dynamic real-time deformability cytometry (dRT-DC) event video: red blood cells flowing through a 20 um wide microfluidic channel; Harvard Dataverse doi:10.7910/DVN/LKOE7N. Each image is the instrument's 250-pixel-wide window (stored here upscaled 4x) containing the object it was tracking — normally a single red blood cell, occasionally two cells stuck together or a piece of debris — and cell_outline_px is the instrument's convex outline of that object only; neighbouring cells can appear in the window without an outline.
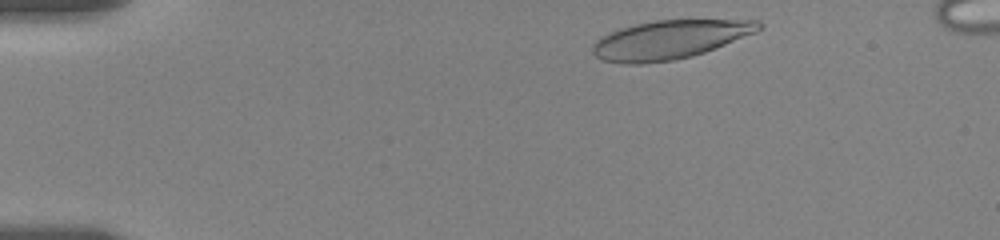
{"species": "human", "species_latin": "Homo sapiens", "temperature_condition": "room temperature", "stored_images_in_passage": 11, "camera_frame_rate_fps": 3000, "um_per_image_px": 0.085, "donor": {"sex": "female"}, "frame": {"image": 1, "passage_image": 1, "time_ms": 0.0, "image_size_px": [1000, 240], "cell_outline_px": [[764, 28], [756, 32], [704, 52], [692, 56], [672, 60], [640, 64], [624, 64], [604, 60], [596, 56], [592, 52], [592, 48], [596, 40], [620, 28], [636, 24], [656, 20], [760, 20], [764, 24]], "centroid_in_image_um": [56.96, 3.36], "position_along_channel_um": 28.0, "area_um2": 37.17}}
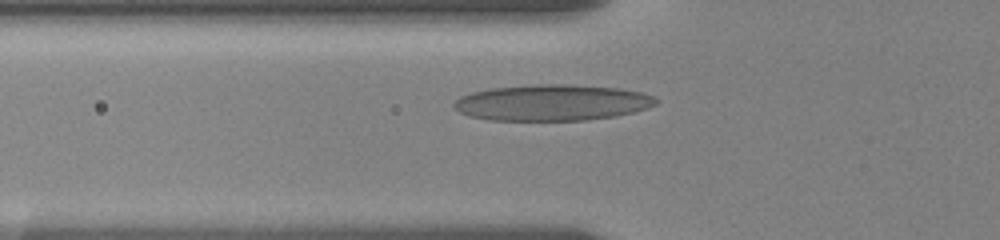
{"frame": {"image": 2, "passage_image": 7, "time_ms": 2.0, "image_size_px": [1000, 240], "cell_outline_px": [[660, 100], [656, 104], [648, 108], [616, 116], [584, 120], [488, 120], [468, 116], [452, 108], [452, 104], [460, 96], [472, 92], [492, 88], [536, 84], [568, 84], [620, 88], [640, 92], [652, 96]], "centroid_in_image_um": [46.91, 8.72], "position_along_channel_um": 78.9, "area_um2": 42.66}}
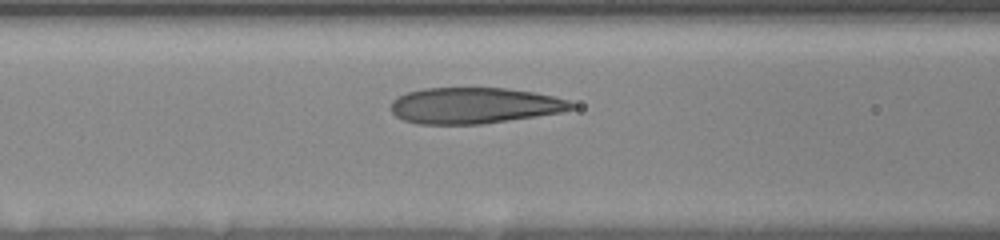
{"frame": {"image": 3, "passage_image": 10, "time_ms": 3.0, "image_size_px": [1000, 240], "cell_outline_px": [[576, 108], [560, 112], [536, 116], [480, 124], [416, 124], [404, 120], [396, 116], [392, 112], [392, 100], [396, 96], [408, 92], [424, 88], [504, 88], [536, 92], [568, 100], [576, 104]], "centroid_in_image_um": [40.31, 8.97], "position_along_channel_um": 126.3, "area_um2": 37.92}}